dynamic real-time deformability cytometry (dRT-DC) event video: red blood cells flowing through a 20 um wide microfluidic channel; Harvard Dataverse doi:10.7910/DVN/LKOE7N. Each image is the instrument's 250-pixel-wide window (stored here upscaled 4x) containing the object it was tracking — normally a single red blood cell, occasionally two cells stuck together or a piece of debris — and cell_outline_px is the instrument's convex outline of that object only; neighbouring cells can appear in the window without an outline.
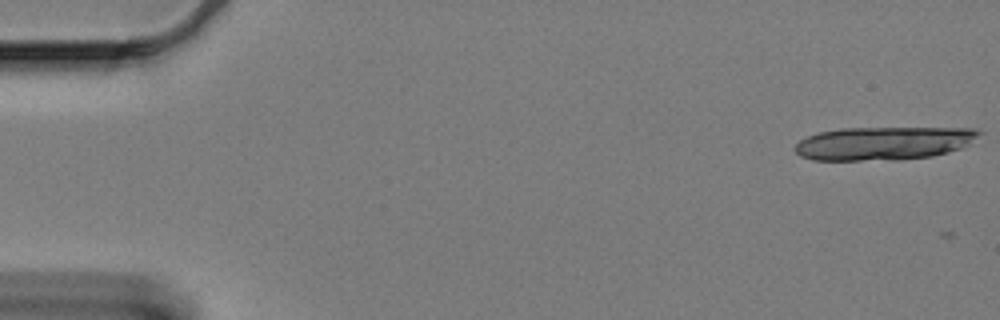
{"species": "Egyptian fruit bat (a non-hibernating species)", "species_latin": "Rousettus aegyptiacus", "temperature_condition": "cold", "stored_images_in_passage": 3, "camera_frame_rate_fps": 3000, "um_per_image_px": 0.085, "animal": {"sex": "female"}, "frame": {"image": 1, "passage_image": 2, "time_ms": 0.333, "image_size_px": [1000, 320], "cell_outline_px": [[984, 132], [968, 144], [960, 148], [948, 152], [932, 156], [900, 160], [812, 160], [800, 156], [796, 152], [796, 144], [800, 140], [808, 136], [820, 132], [840, 128], [972, 128]], "centroid_in_image_um": [75.11, 12.18], "position_along_channel_um": 9.9, "area_um2": 35.78}}